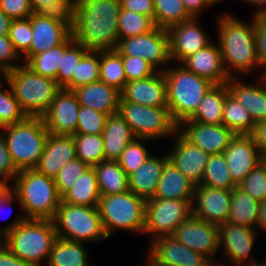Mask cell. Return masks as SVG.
<instances>
[{
	"mask_svg": "<svg viewBox=\"0 0 266 266\" xmlns=\"http://www.w3.org/2000/svg\"><path fill=\"white\" fill-rule=\"evenodd\" d=\"M120 10V0H74L73 41L92 51L116 50Z\"/></svg>",
	"mask_w": 266,
	"mask_h": 266,
	"instance_id": "1",
	"label": "cell"
},
{
	"mask_svg": "<svg viewBox=\"0 0 266 266\" xmlns=\"http://www.w3.org/2000/svg\"><path fill=\"white\" fill-rule=\"evenodd\" d=\"M217 18V43L228 75L236 77L241 73L245 75V72L254 71L255 67L260 68L255 38V16L251 17V23H246L227 12Z\"/></svg>",
	"mask_w": 266,
	"mask_h": 266,
	"instance_id": "2",
	"label": "cell"
},
{
	"mask_svg": "<svg viewBox=\"0 0 266 266\" xmlns=\"http://www.w3.org/2000/svg\"><path fill=\"white\" fill-rule=\"evenodd\" d=\"M9 187L27 219L53 220L61 203L55 181L36 169L20 170Z\"/></svg>",
	"mask_w": 266,
	"mask_h": 266,
	"instance_id": "3",
	"label": "cell"
},
{
	"mask_svg": "<svg viewBox=\"0 0 266 266\" xmlns=\"http://www.w3.org/2000/svg\"><path fill=\"white\" fill-rule=\"evenodd\" d=\"M163 74L166 79L167 107L179 126L195 112L202 97L214 84L180 63L163 70Z\"/></svg>",
	"mask_w": 266,
	"mask_h": 266,
	"instance_id": "4",
	"label": "cell"
},
{
	"mask_svg": "<svg viewBox=\"0 0 266 266\" xmlns=\"http://www.w3.org/2000/svg\"><path fill=\"white\" fill-rule=\"evenodd\" d=\"M57 240L52 220L26 219L1 238L15 256L32 266L46 264Z\"/></svg>",
	"mask_w": 266,
	"mask_h": 266,
	"instance_id": "5",
	"label": "cell"
},
{
	"mask_svg": "<svg viewBox=\"0 0 266 266\" xmlns=\"http://www.w3.org/2000/svg\"><path fill=\"white\" fill-rule=\"evenodd\" d=\"M13 164L20 171L33 169L43 154L49 135L42 117H26L17 124L0 128Z\"/></svg>",
	"mask_w": 266,
	"mask_h": 266,
	"instance_id": "6",
	"label": "cell"
},
{
	"mask_svg": "<svg viewBox=\"0 0 266 266\" xmlns=\"http://www.w3.org/2000/svg\"><path fill=\"white\" fill-rule=\"evenodd\" d=\"M8 84L28 117H42L62 89L56 80L39 75L25 63L9 72Z\"/></svg>",
	"mask_w": 266,
	"mask_h": 266,
	"instance_id": "7",
	"label": "cell"
},
{
	"mask_svg": "<svg viewBox=\"0 0 266 266\" xmlns=\"http://www.w3.org/2000/svg\"><path fill=\"white\" fill-rule=\"evenodd\" d=\"M98 208L108 238L115 229L144 233L146 200L130 190L121 194L101 195Z\"/></svg>",
	"mask_w": 266,
	"mask_h": 266,
	"instance_id": "8",
	"label": "cell"
},
{
	"mask_svg": "<svg viewBox=\"0 0 266 266\" xmlns=\"http://www.w3.org/2000/svg\"><path fill=\"white\" fill-rule=\"evenodd\" d=\"M52 221L60 239L83 243L108 239L98 207L61 202Z\"/></svg>",
	"mask_w": 266,
	"mask_h": 266,
	"instance_id": "9",
	"label": "cell"
},
{
	"mask_svg": "<svg viewBox=\"0 0 266 266\" xmlns=\"http://www.w3.org/2000/svg\"><path fill=\"white\" fill-rule=\"evenodd\" d=\"M118 113L130 126L136 138L155 141L173 137L178 131V125L172 119L167 106L148 107L119 101Z\"/></svg>",
	"mask_w": 266,
	"mask_h": 266,
	"instance_id": "10",
	"label": "cell"
},
{
	"mask_svg": "<svg viewBox=\"0 0 266 266\" xmlns=\"http://www.w3.org/2000/svg\"><path fill=\"white\" fill-rule=\"evenodd\" d=\"M193 200L150 198L146 200L144 233L151 240L171 236L176 227L192 215Z\"/></svg>",
	"mask_w": 266,
	"mask_h": 266,
	"instance_id": "11",
	"label": "cell"
},
{
	"mask_svg": "<svg viewBox=\"0 0 266 266\" xmlns=\"http://www.w3.org/2000/svg\"><path fill=\"white\" fill-rule=\"evenodd\" d=\"M31 26V46L22 56L25 64L34 55L64 43L72 35L70 14L34 12L31 15Z\"/></svg>",
	"mask_w": 266,
	"mask_h": 266,
	"instance_id": "12",
	"label": "cell"
},
{
	"mask_svg": "<svg viewBox=\"0 0 266 266\" xmlns=\"http://www.w3.org/2000/svg\"><path fill=\"white\" fill-rule=\"evenodd\" d=\"M116 50L121 55L145 59L157 71L166 70L171 62L168 31L156 26L147 33L120 39ZM164 64L165 69L157 68Z\"/></svg>",
	"mask_w": 266,
	"mask_h": 266,
	"instance_id": "13",
	"label": "cell"
},
{
	"mask_svg": "<svg viewBox=\"0 0 266 266\" xmlns=\"http://www.w3.org/2000/svg\"><path fill=\"white\" fill-rule=\"evenodd\" d=\"M218 227L219 249L231 266H259L261 261L252 257L257 237L256 229L224 222ZM247 261V262H246ZM246 264V265H245Z\"/></svg>",
	"mask_w": 266,
	"mask_h": 266,
	"instance_id": "14",
	"label": "cell"
},
{
	"mask_svg": "<svg viewBox=\"0 0 266 266\" xmlns=\"http://www.w3.org/2000/svg\"><path fill=\"white\" fill-rule=\"evenodd\" d=\"M171 236L187 248L202 254L212 263L220 266V262L212 257L219 252L218 227L216 224L191 215L176 227ZM222 266L224 265L222 264Z\"/></svg>",
	"mask_w": 266,
	"mask_h": 266,
	"instance_id": "15",
	"label": "cell"
},
{
	"mask_svg": "<svg viewBox=\"0 0 266 266\" xmlns=\"http://www.w3.org/2000/svg\"><path fill=\"white\" fill-rule=\"evenodd\" d=\"M148 252L145 262L149 266H217L172 236L154 238Z\"/></svg>",
	"mask_w": 266,
	"mask_h": 266,
	"instance_id": "16",
	"label": "cell"
},
{
	"mask_svg": "<svg viewBox=\"0 0 266 266\" xmlns=\"http://www.w3.org/2000/svg\"><path fill=\"white\" fill-rule=\"evenodd\" d=\"M231 190L196 185L192 215L216 225L227 222L231 207Z\"/></svg>",
	"mask_w": 266,
	"mask_h": 266,
	"instance_id": "17",
	"label": "cell"
},
{
	"mask_svg": "<svg viewBox=\"0 0 266 266\" xmlns=\"http://www.w3.org/2000/svg\"><path fill=\"white\" fill-rule=\"evenodd\" d=\"M80 105L75 93L62 88L42 116L48 132L55 135H74Z\"/></svg>",
	"mask_w": 266,
	"mask_h": 266,
	"instance_id": "18",
	"label": "cell"
},
{
	"mask_svg": "<svg viewBox=\"0 0 266 266\" xmlns=\"http://www.w3.org/2000/svg\"><path fill=\"white\" fill-rule=\"evenodd\" d=\"M178 131L193 145L209 155L221 154L229 146L236 134L225 125L203 124L184 121Z\"/></svg>",
	"mask_w": 266,
	"mask_h": 266,
	"instance_id": "19",
	"label": "cell"
},
{
	"mask_svg": "<svg viewBox=\"0 0 266 266\" xmlns=\"http://www.w3.org/2000/svg\"><path fill=\"white\" fill-rule=\"evenodd\" d=\"M198 19L191 18L167 30L171 62L181 63L188 56L195 54L213 42L198 23Z\"/></svg>",
	"mask_w": 266,
	"mask_h": 266,
	"instance_id": "20",
	"label": "cell"
},
{
	"mask_svg": "<svg viewBox=\"0 0 266 266\" xmlns=\"http://www.w3.org/2000/svg\"><path fill=\"white\" fill-rule=\"evenodd\" d=\"M223 154L231 177L237 185L263 160L249 134H237Z\"/></svg>",
	"mask_w": 266,
	"mask_h": 266,
	"instance_id": "21",
	"label": "cell"
},
{
	"mask_svg": "<svg viewBox=\"0 0 266 266\" xmlns=\"http://www.w3.org/2000/svg\"><path fill=\"white\" fill-rule=\"evenodd\" d=\"M174 138V146L167 153L168 160L195 186L200 185L210 155L189 142L179 131Z\"/></svg>",
	"mask_w": 266,
	"mask_h": 266,
	"instance_id": "22",
	"label": "cell"
},
{
	"mask_svg": "<svg viewBox=\"0 0 266 266\" xmlns=\"http://www.w3.org/2000/svg\"><path fill=\"white\" fill-rule=\"evenodd\" d=\"M120 95L119 101H129L148 107L167 106L166 79L163 71H157L151 77L127 82Z\"/></svg>",
	"mask_w": 266,
	"mask_h": 266,
	"instance_id": "23",
	"label": "cell"
},
{
	"mask_svg": "<svg viewBox=\"0 0 266 266\" xmlns=\"http://www.w3.org/2000/svg\"><path fill=\"white\" fill-rule=\"evenodd\" d=\"M76 157V144L73 135L49 133L43 154L34 169L54 179L61 168Z\"/></svg>",
	"mask_w": 266,
	"mask_h": 266,
	"instance_id": "24",
	"label": "cell"
},
{
	"mask_svg": "<svg viewBox=\"0 0 266 266\" xmlns=\"http://www.w3.org/2000/svg\"><path fill=\"white\" fill-rule=\"evenodd\" d=\"M180 64L214 85L225 84L231 78L225 70L218 43H210L195 54L185 58Z\"/></svg>",
	"mask_w": 266,
	"mask_h": 266,
	"instance_id": "25",
	"label": "cell"
},
{
	"mask_svg": "<svg viewBox=\"0 0 266 266\" xmlns=\"http://www.w3.org/2000/svg\"><path fill=\"white\" fill-rule=\"evenodd\" d=\"M260 76L258 84L243 83L237 76L227 81L229 92L249 111L255 123L266 120V75Z\"/></svg>",
	"mask_w": 266,
	"mask_h": 266,
	"instance_id": "26",
	"label": "cell"
},
{
	"mask_svg": "<svg viewBox=\"0 0 266 266\" xmlns=\"http://www.w3.org/2000/svg\"><path fill=\"white\" fill-rule=\"evenodd\" d=\"M80 106L109 115L119 111L120 91L102 81L80 86L73 90Z\"/></svg>",
	"mask_w": 266,
	"mask_h": 266,
	"instance_id": "27",
	"label": "cell"
},
{
	"mask_svg": "<svg viewBox=\"0 0 266 266\" xmlns=\"http://www.w3.org/2000/svg\"><path fill=\"white\" fill-rule=\"evenodd\" d=\"M167 160V153L160 157L151 154L138 170L128 176L129 190L145 200L153 198Z\"/></svg>",
	"mask_w": 266,
	"mask_h": 266,
	"instance_id": "28",
	"label": "cell"
},
{
	"mask_svg": "<svg viewBox=\"0 0 266 266\" xmlns=\"http://www.w3.org/2000/svg\"><path fill=\"white\" fill-rule=\"evenodd\" d=\"M194 188L195 185L167 160L153 198L193 200Z\"/></svg>",
	"mask_w": 266,
	"mask_h": 266,
	"instance_id": "29",
	"label": "cell"
},
{
	"mask_svg": "<svg viewBox=\"0 0 266 266\" xmlns=\"http://www.w3.org/2000/svg\"><path fill=\"white\" fill-rule=\"evenodd\" d=\"M102 136L105 160H118L125 147L136 139L130 126L119 113L107 117Z\"/></svg>",
	"mask_w": 266,
	"mask_h": 266,
	"instance_id": "30",
	"label": "cell"
},
{
	"mask_svg": "<svg viewBox=\"0 0 266 266\" xmlns=\"http://www.w3.org/2000/svg\"><path fill=\"white\" fill-rule=\"evenodd\" d=\"M228 93L227 83L213 85L202 97L195 112L186 121L222 125L224 102Z\"/></svg>",
	"mask_w": 266,
	"mask_h": 266,
	"instance_id": "31",
	"label": "cell"
},
{
	"mask_svg": "<svg viewBox=\"0 0 266 266\" xmlns=\"http://www.w3.org/2000/svg\"><path fill=\"white\" fill-rule=\"evenodd\" d=\"M231 207L227 222L257 229L259 202L239 186L231 190Z\"/></svg>",
	"mask_w": 266,
	"mask_h": 266,
	"instance_id": "32",
	"label": "cell"
},
{
	"mask_svg": "<svg viewBox=\"0 0 266 266\" xmlns=\"http://www.w3.org/2000/svg\"><path fill=\"white\" fill-rule=\"evenodd\" d=\"M100 197L97 174L94 167H90L71 189L61 197V202L70 205L98 207Z\"/></svg>",
	"mask_w": 266,
	"mask_h": 266,
	"instance_id": "33",
	"label": "cell"
},
{
	"mask_svg": "<svg viewBox=\"0 0 266 266\" xmlns=\"http://www.w3.org/2000/svg\"><path fill=\"white\" fill-rule=\"evenodd\" d=\"M89 261L85 243L57 238L45 266H89Z\"/></svg>",
	"mask_w": 266,
	"mask_h": 266,
	"instance_id": "34",
	"label": "cell"
},
{
	"mask_svg": "<svg viewBox=\"0 0 266 266\" xmlns=\"http://www.w3.org/2000/svg\"><path fill=\"white\" fill-rule=\"evenodd\" d=\"M101 195L121 194L129 191L128 175L118 160H104L94 166Z\"/></svg>",
	"mask_w": 266,
	"mask_h": 266,
	"instance_id": "35",
	"label": "cell"
},
{
	"mask_svg": "<svg viewBox=\"0 0 266 266\" xmlns=\"http://www.w3.org/2000/svg\"><path fill=\"white\" fill-rule=\"evenodd\" d=\"M223 125L237 134H250L255 122L249 111L229 92L223 108Z\"/></svg>",
	"mask_w": 266,
	"mask_h": 266,
	"instance_id": "36",
	"label": "cell"
},
{
	"mask_svg": "<svg viewBox=\"0 0 266 266\" xmlns=\"http://www.w3.org/2000/svg\"><path fill=\"white\" fill-rule=\"evenodd\" d=\"M154 24L168 30L176 24L193 18L185 9L182 0H153Z\"/></svg>",
	"mask_w": 266,
	"mask_h": 266,
	"instance_id": "37",
	"label": "cell"
},
{
	"mask_svg": "<svg viewBox=\"0 0 266 266\" xmlns=\"http://www.w3.org/2000/svg\"><path fill=\"white\" fill-rule=\"evenodd\" d=\"M100 81L119 90L126 84L122 56L117 50L100 51Z\"/></svg>",
	"mask_w": 266,
	"mask_h": 266,
	"instance_id": "38",
	"label": "cell"
},
{
	"mask_svg": "<svg viewBox=\"0 0 266 266\" xmlns=\"http://www.w3.org/2000/svg\"><path fill=\"white\" fill-rule=\"evenodd\" d=\"M201 184L226 190L238 186L231 177L223 153L209 156Z\"/></svg>",
	"mask_w": 266,
	"mask_h": 266,
	"instance_id": "39",
	"label": "cell"
},
{
	"mask_svg": "<svg viewBox=\"0 0 266 266\" xmlns=\"http://www.w3.org/2000/svg\"><path fill=\"white\" fill-rule=\"evenodd\" d=\"M73 41L72 35L62 44L34 55L26 65L39 75L56 80L61 66V52Z\"/></svg>",
	"mask_w": 266,
	"mask_h": 266,
	"instance_id": "40",
	"label": "cell"
},
{
	"mask_svg": "<svg viewBox=\"0 0 266 266\" xmlns=\"http://www.w3.org/2000/svg\"><path fill=\"white\" fill-rule=\"evenodd\" d=\"M76 144V155L89 167H94L105 160L104 141L102 134H82L73 135Z\"/></svg>",
	"mask_w": 266,
	"mask_h": 266,
	"instance_id": "41",
	"label": "cell"
},
{
	"mask_svg": "<svg viewBox=\"0 0 266 266\" xmlns=\"http://www.w3.org/2000/svg\"><path fill=\"white\" fill-rule=\"evenodd\" d=\"M100 51L89 50L77 64L76 74H73L71 82L64 88L74 89L94 83L100 80Z\"/></svg>",
	"mask_w": 266,
	"mask_h": 266,
	"instance_id": "42",
	"label": "cell"
},
{
	"mask_svg": "<svg viewBox=\"0 0 266 266\" xmlns=\"http://www.w3.org/2000/svg\"><path fill=\"white\" fill-rule=\"evenodd\" d=\"M117 23L119 40L147 33L155 27L150 17L129 9L120 10Z\"/></svg>",
	"mask_w": 266,
	"mask_h": 266,
	"instance_id": "43",
	"label": "cell"
},
{
	"mask_svg": "<svg viewBox=\"0 0 266 266\" xmlns=\"http://www.w3.org/2000/svg\"><path fill=\"white\" fill-rule=\"evenodd\" d=\"M89 50L83 45L72 41L61 52V66L58 69L56 81L61 88H65L76 74L77 64Z\"/></svg>",
	"mask_w": 266,
	"mask_h": 266,
	"instance_id": "44",
	"label": "cell"
},
{
	"mask_svg": "<svg viewBox=\"0 0 266 266\" xmlns=\"http://www.w3.org/2000/svg\"><path fill=\"white\" fill-rule=\"evenodd\" d=\"M145 141L152 140L136 138L125 147L118 159L121 168L128 176L138 170L151 156L149 150L143 144Z\"/></svg>",
	"mask_w": 266,
	"mask_h": 266,
	"instance_id": "45",
	"label": "cell"
},
{
	"mask_svg": "<svg viewBox=\"0 0 266 266\" xmlns=\"http://www.w3.org/2000/svg\"><path fill=\"white\" fill-rule=\"evenodd\" d=\"M7 88L0 90V128L17 124L27 117L9 84Z\"/></svg>",
	"mask_w": 266,
	"mask_h": 266,
	"instance_id": "46",
	"label": "cell"
},
{
	"mask_svg": "<svg viewBox=\"0 0 266 266\" xmlns=\"http://www.w3.org/2000/svg\"><path fill=\"white\" fill-rule=\"evenodd\" d=\"M90 168L79 158L67 162L54 178L60 197H62L79 180L84 172Z\"/></svg>",
	"mask_w": 266,
	"mask_h": 266,
	"instance_id": "47",
	"label": "cell"
},
{
	"mask_svg": "<svg viewBox=\"0 0 266 266\" xmlns=\"http://www.w3.org/2000/svg\"><path fill=\"white\" fill-rule=\"evenodd\" d=\"M238 186L258 202L264 201L266 199V159L260 161Z\"/></svg>",
	"mask_w": 266,
	"mask_h": 266,
	"instance_id": "48",
	"label": "cell"
},
{
	"mask_svg": "<svg viewBox=\"0 0 266 266\" xmlns=\"http://www.w3.org/2000/svg\"><path fill=\"white\" fill-rule=\"evenodd\" d=\"M108 115L89 107L80 106L76 133L103 134Z\"/></svg>",
	"mask_w": 266,
	"mask_h": 266,
	"instance_id": "49",
	"label": "cell"
},
{
	"mask_svg": "<svg viewBox=\"0 0 266 266\" xmlns=\"http://www.w3.org/2000/svg\"><path fill=\"white\" fill-rule=\"evenodd\" d=\"M8 37L13 43L15 50L19 53L20 56H23L30 49L31 46V16L26 19L12 20L9 28Z\"/></svg>",
	"mask_w": 266,
	"mask_h": 266,
	"instance_id": "50",
	"label": "cell"
},
{
	"mask_svg": "<svg viewBox=\"0 0 266 266\" xmlns=\"http://www.w3.org/2000/svg\"><path fill=\"white\" fill-rule=\"evenodd\" d=\"M126 76V83L134 80L151 77L157 70L140 57L121 55Z\"/></svg>",
	"mask_w": 266,
	"mask_h": 266,
	"instance_id": "51",
	"label": "cell"
},
{
	"mask_svg": "<svg viewBox=\"0 0 266 266\" xmlns=\"http://www.w3.org/2000/svg\"><path fill=\"white\" fill-rule=\"evenodd\" d=\"M1 131V130H0ZM19 170L13 164L12 158L8 151L3 131L0 132V180L5 185H10L18 175ZM9 180V181H8Z\"/></svg>",
	"mask_w": 266,
	"mask_h": 266,
	"instance_id": "52",
	"label": "cell"
},
{
	"mask_svg": "<svg viewBox=\"0 0 266 266\" xmlns=\"http://www.w3.org/2000/svg\"><path fill=\"white\" fill-rule=\"evenodd\" d=\"M34 12L71 14L74 0H29Z\"/></svg>",
	"mask_w": 266,
	"mask_h": 266,
	"instance_id": "53",
	"label": "cell"
},
{
	"mask_svg": "<svg viewBox=\"0 0 266 266\" xmlns=\"http://www.w3.org/2000/svg\"><path fill=\"white\" fill-rule=\"evenodd\" d=\"M0 9L11 19H26L33 13L29 0H0Z\"/></svg>",
	"mask_w": 266,
	"mask_h": 266,
	"instance_id": "54",
	"label": "cell"
},
{
	"mask_svg": "<svg viewBox=\"0 0 266 266\" xmlns=\"http://www.w3.org/2000/svg\"><path fill=\"white\" fill-rule=\"evenodd\" d=\"M18 60L23 62L22 56L15 50L8 35H0V66L9 71L14 70L16 67L21 66L20 63H14V61L18 62Z\"/></svg>",
	"mask_w": 266,
	"mask_h": 266,
	"instance_id": "55",
	"label": "cell"
},
{
	"mask_svg": "<svg viewBox=\"0 0 266 266\" xmlns=\"http://www.w3.org/2000/svg\"><path fill=\"white\" fill-rule=\"evenodd\" d=\"M255 38L261 75H266V15L255 16Z\"/></svg>",
	"mask_w": 266,
	"mask_h": 266,
	"instance_id": "56",
	"label": "cell"
},
{
	"mask_svg": "<svg viewBox=\"0 0 266 266\" xmlns=\"http://www.w3.org/2000/svg\"><path fill=\"white\" fill-rule=\"evenodd\" d=\"M16 199L15 192L9 187V185L4 186L3 188H0V208L10 206L13 201ZM4 207V208H5ZM27 218L25 215H20L17 218H15L14 221L9 222L8 225H3L0 227V238H2L4 235H6L8 232L15 229L18 225H20L23 221H25Z\"/></svg>",
	"mask_w": 266,
	"mask_h": 266,
	"instance_id": "57",
	"label": "cell"
},
{
	"mask_svg": "<svg viewBox=\"0 0 266 266\" xmlns=\"http://www.w3.org/2000/svg\"><path fill=\"white\" fill-rule=\"evenodd\" d=\"M121 9H129L133 12L150 17L154 21L153 0H120Z\"/></svg>",
	"mask_w": 266,
	"mask_h": 266,
	"instance_id": "58",
	"label": "cell"
},
{
	"mask_svg": "<svg viewBox=\"0 0 266 266\" xmlns=\"http://www.w3.org/2000/svg\"><path fill=\"white\" fill-rule=\"evenodd\" d=\"M249 135L253 138L263 159H266V120L256 122Z\"/></svg>",
	"mask_w": 266,
	"mask_h": 266,
	"instance_id": "59",
	"label": "cell"
},
{
	"mask_svg": "<svg viewBox=\"0 0 266 266\" xmlns=\"http://www.w3.org/2000/svg\"><path fill=\"white\" fill-rule=\"evenodd\" d=\"M0 266H32L15 256L13 252L0 241Z\"/></svg>",
	"mask_w": 266,
	"mask_h": 266,
	"instance_id": "60",
	"label": "cell"
},
{
	"mask_svg": "<svg viewBox=\"0 0 266 266\" xmlns=\"http://www.w3.org/2000/svg\"><path fill=\"white\" fill-rule=\"evenodd\" d=\"M186 11L193 17L198 18L207 9L208 5L205 0H182Z\"/></svg>",
	"mask_w": 266,
	"mask_h": 266,
	"instance_id": "61",
	"label": "cell"
},
{
	"mask_svg": "<svg viewBox=\"0 0 266 266\" xmlns=\"http://www.w3.org/2000/svg\"><path fill=\"white\" fill-rule=\"evenodd\" d=\"M257 228L266 230V199L259 202Z\"/></svg>",
	"mask_w": 266,
	"mask_h": 266,
	"instance_id": "62",
	"label": "cell"
},
{
	"mask_svg": "<svg viewBox=\"0 0 266 266\" xmlns=\"http://www.w3.org/2000/svg\"><path fill=\"white\" fill-rule=\"evenodd\" d=\"M245 3L250 4L251 6H257L258 8L255 9V12H253L254 16L259 15H266V0H240Z\"/></svg>",
	"mask_w": 266,
	"mask_h": 266,
	"instance_id": "63",
	"label": "cell"
},
{
	"mask_svg": "<svg viewBox=\"0 0 266 266\" xmlns=\"http://www.w3.org/2000/svg\"><path fill=\"white\" fill-rule=\"evenodd\" d=\"M11 19L0 9V35H8Z\"/></svg>",
	"mask_w": 266,
	"mask_h": 266,
	"instance_id": "64",
	"label": "cell"
},
{
	"mask_svg": "<svg viewBox=\"0 0 266 266\" xmlns=\"http://www.w3.org/2000/svg\"><path fill=\"white\" fill-rule=\"evenodd\" d=\"M9 70L8 69H6L5 67H2V66H0V90H2L3 88V83L2 82H4V81H2V80H5V84L6 85H8V80H9ZM3 77V78H2Z\"/></svg>",
	"mask_w": 266,
	"mask_h": 266,
	"instance_id": "65",
	"label": "cell"
},
{
	"mask_svg": "<svg viewBox=\"0 0 266 266\" xmlns=\"http://www.w3.org/2000/svg\"><path fill=\"white\" fill-rule=\"evenodd\" d=\"M207 5H208V8L209 7H214V5H216L217 3L223 1V0H205Z\"/></svg>",
	"mask_w": 266,
	"mask_h": 266,
	"instance_id": "66",
	"label": "cell"
},
{
	"mask_svg": "<svg viewBox=\"0 0 266 266\" xmlns=\"http://www.w3.org/2000/svg\"><path fill=\"white\" fill-rule=\"evenodd\" d=\"M4 186L6 185L0 180V188H3Z\"/></svg>",
	"mask_w": 266,
	"mask_h": 266,
	"instance_id": "67",
	"label": "cell"
}]
</instances>
